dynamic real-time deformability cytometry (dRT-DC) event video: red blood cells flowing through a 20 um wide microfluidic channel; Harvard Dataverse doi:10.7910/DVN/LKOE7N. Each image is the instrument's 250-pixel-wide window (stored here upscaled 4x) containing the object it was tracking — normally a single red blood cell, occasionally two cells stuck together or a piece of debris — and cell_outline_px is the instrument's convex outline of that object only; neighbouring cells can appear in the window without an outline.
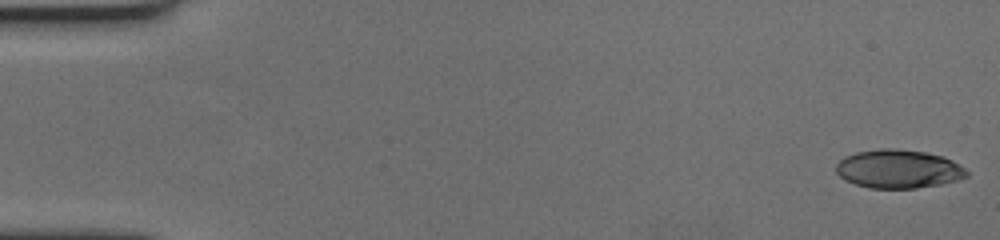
{"species": "human", "species_latin": "Homo sapiens", "temperature_condition": "cold", "stored_images_in_passage": 58, "camera_frame_rate_fps": 3000, "um_per_image_px": 0.085, "donor": {"sex": "female"}, "frame": {"image": 1, "passage_image": 1, "time_ms": 0.0, "image_size_px": [1000, 240], "cell_outline_px": [[968, 176], [956, 180], [940, 184], [916, 188], [868, 188], [844, 180], [836, 172], [836, 164], [844, 156], [856, 152], [880, 148], [896, 148], [924, 152], [944, 156], [952, 160], [964, 168], [968, 172]], "centroid_in_image_um": [76.34, 14.35], "position_along_channel_um": 8.7, "area_um2": 29.42}}
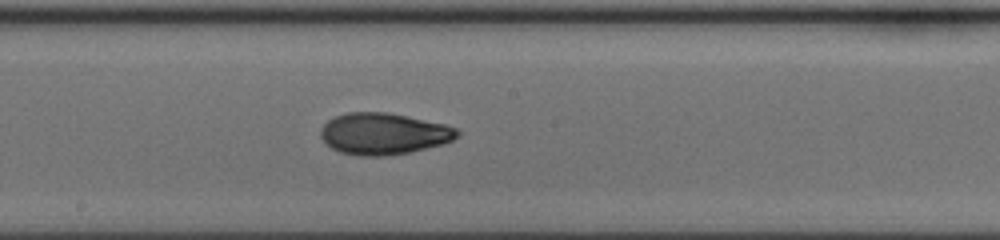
{"frame": {"image": 2, "passage_image": 32, "time_ms": 10.333, "image_size_px": [1000, 240], "cell_outline_px": [[460, 136], [444, 144], [392, 156], [360, 156], [340, 152], [324, 144], [320, 136], [320, 128], [328, 120], [336, 116], [348, 112], [388, 112], [408, 116], [444, 124], [456, 128], [460, 132]], "centroid_in_image_um": [32.6, 11.37], "position_along_channel_um": 215.6, "area_um2": 33.41}}
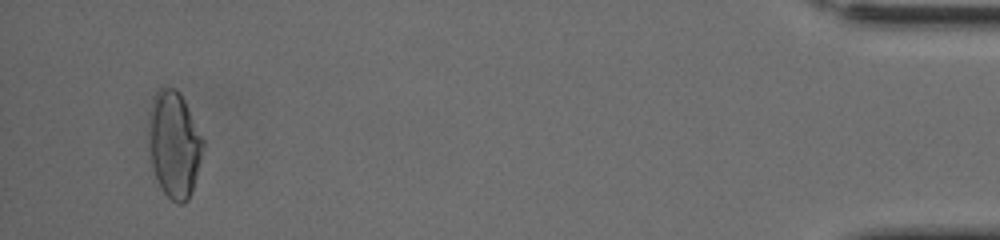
{"frame": {"image": 3, "passage_image": 56, "time_ms": 18.333, "image_size_px": [1000, 240], "cell_outline_px": [[204, 144], [192, 192], [188, 200], [184, 204], [176, 204], [160, 188], [148, 152], [148, 112], [156, 92], [160, 88], [172, 88], [180, 92], [204, 140]], "centroid_in_image_um": [14.78, 12.28], "position_along_channel_um": 420.4, "area_um2": 33.81}, "authors_computed_cell_mechanics": {"area_um2": 31.7322, "velocity_mm_per_s": 3.5311, "shape_relaxation_time_tau1_ms": 10.8067, "shape_relaxation_time_tau2_ms": 2.2289, "deformation_change_tau1": 0.2834, "deformation_change_tau2": 0.0715}}